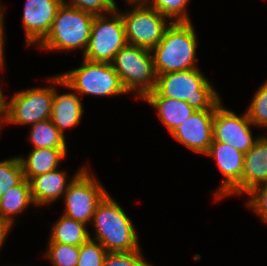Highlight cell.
Instances as JSON below:
<instances>
[{
  "instance_id": "1",
  "label": "cell",
  "mask_w": 267,
  "mask_h": 266,
  "mask_svg": "<svg viewBox=\"0 0 267 266\" xmlns=\"http://www.w3.org/2000/svg\"><path fill=\"white\" fill-rule=\"evenodd\" d=\"M196 32L191 22H171L161 41L150 51L156 75L196 69Z\"/></svg>"
},
{
  "instance_id": "2",
  "label": "cell",
  "mask_w": 267,
  "mask_h": 266,
  "mask_svg": "<svg viewBox=\"0 0 267 266\" xmlns=\"http://www.w3.org/2000/svg\"><path fill=\"white\" fill-rule=\"evenodd\" d=\"M91 222L95 234L90 238L98 241L107 252H131L141 249L132 220L109 193L98 205Z\"/></svg>"
},
{
  "instance_id": "3",
  "label": "cell",
  "mask_w": 267,
  "mask_h": 266,
  "mask_svg": "<svg viewBox=\"0 0 267 266\" xmlns=\"http://www.w3.org/2000/svg\"><path fill=\"white\" fill-rule=\"evenodd\" d=\"M154 91L165 98L185 101L195 111L216 110L222 101L199 68L157 75Z\"/></svg>"
},
{
  "instance_id": "4",
  "label": "cell",
  "mask_w": 267,
  "mask_h": 266,
  "mask_svg": "<svg viewBox=\"0 0 267 266\" xmlns=\"http://www.w3.org/2000/svg\"><path fill=\"white\" fill-rule=\"evenodd\" d=\"M95 15L62 4L52 22L49 33L38 45L50 51L82 50L87 48Z\"/></svg>"
},
{
  "instance_id": "5",
  "label": "cell",
  "mask_w": 267,
  "mask_h": 266,
  "mask_svg": "<svg viewBox=\"0 0 267 266\" xmlns=\"http://www.w3.org/2000/svg\"><path fill=\"white\" fill-rule=\"evenodd\" d=\"M81 66L59 74V84L79 96H119L128 94L111 63L92 62L83 58Z\"/></svg>"
},
{
  "instance_id": "6",
  "label": "cell",
  "mask_w": 267,
  "mask_h": 266,
  "mask_svg": "<svg viewBox=\"0 0 267 266\" xmlns=\"http://www.w3.org/2000/svg\"><path fill=\"white\" fill-rule=\"evenodd\" d=\"M111 64L128 94L134 92L142 100L154 90L157 75L149 49L127 44L115 55Z\"/></svg>"
},
{
  "instance_id": "7",
  "label": "cell",
  "mask_w": 267,
  "mask_h": 266,
  "mask_svg": "<svg viewBox=\"0 0 267 266\" xmlns=\"http://www.w3.org/2000/svg\"><path fill=\"white\" fill-rule=\"evenodd\" d=\"M53 84L48 87H33L17 91L6 99L4 124L34 125L51 118L54 84H59V75L48 78Z\"/></svg>"
},
{
  "instance_id": "8",
  "label": "cell",
  "mask_w": 267,
  "mask_h": 266,
  "mask_svg": "<svg viewBox=\"0 0 267 266\" xmlns=\"http://www.w3.org/2000/svg\"><path fill=\"white\" fill-rule=\"evenodd\" d=\"M110 14V17H94L89 42L83 54L84 59L111 63L115 55L128 44L121 11L116 7Z\"/></svg>"
},
{
  "instance_id": "9",
  "label": "cell",
  "mask_w": 267,
  "mask_h": 266,
  "mask_svg": "<svg viewBox=\"0 0 267 266\" xmlns=\"http://www.w3.org/2000/svg\"><path fill=\"white\" fill-rule=\"evenodd\" d=\"M86 166L70 183L64 194L63 215L85 225L92 221L95 210L108 194Z\"/></svg>"
},
{
  "instance_id": "10",
  "label": "cell",
  "mask_w": 267,
  "mask_h": 266,
  "mask_svg": "<svg viewBox=\"0 0 267 266\" xmlns=\"http://www.w3.org/2000/svg\"><path fill=\"white\" fill-rule=\"evenodd\" d=\"M129 6H132L130 11L121 12L127 43L151 50L161 41L171 22L148 4Z\"/></svg>"
},
{
  "instance_id": "11",
  "label": "cell",
  "mask_w": 267,
  "mask_h": 266,
  "mask_svg": "<svg viewBox=\"0 0 267 266\" xmlns=\"http://www.w3.org/2000/svg\"><path fill=\"white\" fill-rule=\"evenodd\" d=\"M246 111L237 115L232 110L223 106L222 101L216 106L213 120V141L226 143L233 148L247 153L259 139L260 135L253 138Z\"/></svg>"
},
{
  "instance_id": "12",
  "label": "cell",
  "mask_w": 267,
  "mask_h": 266,
  "mask_svg": "<svg viewBox=\"0 0 267 266\" xmlns=\"http://www.w3.org/2000/svg\"><path fill=\"white\" fill-rule=\"evenodd\" d=\"M205 156H211L223 174L224 181L215 192V200H222L229 195L241 196V179L243 174L244 153L223 143L212 141Z\"/></svg>"
},
{
  "instance_id": "13",
  "label": "cell",
  "mask_w": 267,
  "mask_h": 266,
  "mask_svg": "<svg viewBox=\"0 0 267 266\" xmlns=\"http://www.w3.org/2000/svg\"><path fill=\"white\" fill-rule=\"evenodd\" d=\"M215 110H198L170 134L179 143L197 154L205 155L213 141Z\"/></svg>"
},
{
  "instance_id": "14",
  "label": "cell",
  "mask_w": 267,
  "mask_h": 266,
  "mask_svg": "<svg viewBox=\"0 0 267 266\" xmlns=\"http://www.w3.org/2000/svg\"><path fill=\"white\" fill-rule=\"evenodd\" d=\"M62 0H26L23 26L27 46L39 45L49 33Z\"/></svg>"
},
{
  "instance_id": "15",
  "label": "cell",
  "mask_w": 267,
  "mask_h": 266,
  "mask_svg": "<svg viewBox=\"0 0 267 266\" xmlns=\"http://www.w3.org/2000/svg\"><path fill=\"white\" fill-rule=\"evenodd\" d=\"M85 167L84 165L82 168L78 169L71 180L69 179V182L66 171L59 170V168L33 177L29 182L34 206L50 205L60 197H64L71 181Z\"/></svg>"
},
{
  "instance_id": "16",
  "label": "cell",
  "mask_w": 267,
  "mask_h": 266,
  "mask_svg": "<svg viewBox=\"0 0 267 266\" xmlns=\"http://www.w3.org/2000/svg\"><path fill=\"white\" fill-rule=\"evenodd\" d=\"M267 183V136H260L254 146L244 154L241 195L254 187Z\"/></svg>"
},
{
  "instance_id": "17",
  "label": "cell",
  "mask_w": 267,
  "mask_h": 266,
  "mask_svg": "<svg viewBox=\"0 0 267 266\" xmlns=\"http://www.w3.org/2000/svg\"><path fill=\"white\" fill-rule=\"evenodd\" d=\"M80 96L74 93L59 94L54 86L51 121L65 136L66 129L79 125L84 113Z\"/></svg>"
},
{
  "instance_id": "18",
  "label": "cell",
  "mask_w": 267,
  "mask_h": 266,
  "mask_svg": "<svg viewBox=\"0 0 267 266\" xmlns=\"http://www.w3.org/2000/svg\"><path fill=\"white\" fill-rule=\"evenodd\" d=\"M143 100L157 110L159 119L169 133L195 112L187 102L159 96L154 90L148 93Z\"/></svg>"
},
{
  "instance_id": "19",
  "label": "cell",
  "mask_w": 267,
  "mask_h": 266,
  "mask_svg": "<svg viewBox=\"0 0 267 266\" xmlns=\"http://www.w3.org/2000/svg\"><path fill=\"white\" fill-rule=\"evenodd\" d=\"M67 149L37 148L32 149L27 157L18 156L24 178L30 181L33 177L48 173L60 166L67 155Z\"/></svg>"
},
{
  "instance_id": "20",
  "label": "cell",
  "mask_w": 267,
  "mask_h": 266,
  "mask_svg": "<svg viewBox=\"0 0 267 266\" xmlns=\"http://www.w3.org/2000/svg\"><path fill=\"white\" fill-rule=\"evenodd\" d=\"M30 204L34 205L31 186L30 182L24 179L0 197V217L13 227L14 217L24 212Z\"/></svg>"
},
{
  "instance_id": "21",
  "label": "cell",
  "mask_w": 267,
  "mask_h": 266,
  "mask_svg": "<svg viewBox=\"0 0 267 266\" xmlns=\"http://www.w3.org/2000/svg\"><path fill=\"white\" fill-rule=\"evenodd\" d=\"M91 235L87 230V225L62 214L52 225L48 242L81 246L90 239Z\"/></svg>"
},
{
  "instance_id": "22",
  "label": "cell",
  "mask_w": 267,
  "mask_h": 266,
  "mask_svg": "<svg viewBox=\"0 0 267 266\" xmlns=\"http://www.w3.org/2000/svg\"><path fill=\"white\" fill-rule=\"evenodd\" d=\"M29 133V141H31L32 149H67L66 136H63L59 129L52 123L51 119L31 125Z\"/></svg>"
},
{
  "instance_id": "23",
  "label": "cell",
  "mask_w": 267,
  "mask_h": 266,
  "mask_svg": "<svg viewBox=\"0 0 267 266\" xmlns=\"http://www.w3.org/2000/svg\"><path fill=\"white\" fill-rule=\"evenodd\" d=\"M45 256L54 266H77L80 246L48 242Z\"/></svg>"
},
{
  "instance_id": "24",
  "label": "cell",
  "mask_w": 267,
  "mask_h": 266,
  "mask_svg": "<svg viewBox=\"0 0 267 266\" xmlns=\"http://www.w3.org/2000/svg\"><path fill=\"white\" fill-rule=\"evenodd\" d=\"M24 179L18 156L0 161V197L10 188L19 185Z\"/></svg>"
},
{
  "instance_id": "25",
  "label": "cell",
  "mask_w": 267,
  "mask_h": 266,
  "mask_svg": "<svg viewBox=\"0 0 267 266\" xmlns=\"http://www.w3.org/2000/svg\"><path fill=\"white\" fill-rule=\"evenodd\" d=\"M190 0H151L148 5L170 22H191L187 11Z\"/></svg>"
},
{
  "instance_id": "26",
  "label": "cell",
  "mask_w": 267,
  "mask_h": 266,
  "mask_svg": "<svg viewBox=\"0 0 267 266\" xmlns=\"http://www.w3.org/2000/svg\"><path fill=\"white\" fill-rule=\"evenodd\" d=\"M246 113L254 127L267 128V80L256 91Z\"/></svg>"
},
{
  "instance_id": "27",
  "label": "cell",
  "mask_w": 267,
  "mask_h": 266,
  "mask_svg": "<svg viewBox=\"0 0 267 266\" xmlns=\"http://www.w3.org/2000/svg\"><path fill=\"white\" fill-rule=\"evenodd\" d=\"M106 249L91 238L80 246L77 266H103Z\"/></svg>"
},
{
  "instance_id": "28",
  "label": "cell",
  "mask_w": 267,
  "mask_h": 266,
  "mask_svg": "<svg viewBox=\"0 0 267 266\" xmlns=\"http://www.w3.org/2000/svg\"><path fill=\"white\" fill-rule=\"evenodd\" d=\"M62 0L63 4L91 13L95 16L108 15L113 12L117 6L115 0ZM109 13V14H107Z\"/></svg>"
},
{
  "instance_id": "29",
  "label": "cell",
  "mask_w": 267,
  "mask_h": 266,
  "mask_svg": "<svg viewBox=\"0 0 267 266\" xmlns=\"http://www.w3.org/2000/svg\"><path fill=\"white\" fill-rule=\"evenodd\" d=\"M146 261L141 249L131 252H108L103 266H144Z\"/></svg>"
},
{
  "instance_id": "30",
  "label": "cell",
  "mask_w": 267,
  "mask_h": 266,
  "mask_svg": "<svg viewBox=\"0 0 267 266\" xmlns=\"http://www.w3.org/2000/svg\"><path fill=\"white\" fill-rule=\"evenodd\" d=\"M247 194L249 195V200L246 202L248 208L267 224V183L254 187Z\"/></svg>"
},
{
  "instance_id": "31",
  "label": "cell",
  "mask_w": 267,
  "mask_h": 266,
  "mask_svg": "<svg viewBox=\"0 0 267 266\" xmlns=\"http://www.w3.org/2000/svg\"><path fill=\"white\" fill-rule=\"evenodd\" d=\"M5 8L3 5H0V64L4 67V62H5V56H4V43H5V32H4V12Z\"/></svg>"
},
{
  "instance_id": "32",
  "label": "cell",
  "mask_w": 267,
  "mask_h": 266,
  "mask_svg": "<svg viewBox=\"0 0 267 266\" xmlns=\"http://www.w3.org/2000/svg\"><path fill=\"white\" fill-rule=\"evenodd\" d=\"M12 226L0 217V249L4 245L8 233L11 231Z\"/></svg>"
},
{
  "instance_id": "33",
  "label": "cell",
  "mask_w": 267,
  "mask_h": 266,
  "mask_svg": "<svg viewBox=\"0 0 267 266\" xmlns=\"http://www.w3.org/2000/svg\"><path fill=\"white\" fill-rule=\"evenodd\" d=\"M1 82L2 81H0V121L3 123L4 118H5V104H6V98L7 97L3 94Z\"/></svg>"
},
{
  "instance_id": "34",
  "label": "cell",
  "mask_w": 267,
  "mask_h": 266,
  "mask_svg": "<svg viewBox=\"0 0 267 266\" xmlns=\"http://www.w3.org/2000/svg\"><path fill=\"white\" fill-rule=\"evenodd\" d=\"M130 5H142V4H148L151 0H125Z\"/></svg>"
},
{
  "instance_id": "35",
  "label": "cell",
  "mask_w": 267,
  "mask_h": 266,
  "mask_svg": "<svg viewBox=\"0 0 267 266\" xmlns=\"http://www.w3.org/2000/svg\"><path fill=\"white\" fill-rule=\"evenodd\" d=\"M147 261V263L144 266H152L150 263Z\"/></svg>"
},
{
  "instance_id": "36",
  "label": "cell",
  "mask_w": 267,
  "mask_h": 266,
  "mask_svg": "<svg viewBox=\"0 0 267 266\" xmlns=\"http://www.w3.org/2000/svg\"><path fill=\"white\" fill-rule=\"evenodd\" d=\"M4 69V67L0 64V70H3Z\"/></svg>"
},
{
  "instance_id": "37",
  "label": "cell",
  "mask_w": 267,
  "mask_h": 266,
  "mask_svg": "<svg viewBox=\"0 0 267 266\" xmlns=\"http://www.w3.org/2000/svg\"><path fill=\"white\" fill-rule=\"evenodd\" d=\"M2 126H3V123L0 121V128H2ZM1 130V129H0Z\"/></svg>"
}]
</instances>
